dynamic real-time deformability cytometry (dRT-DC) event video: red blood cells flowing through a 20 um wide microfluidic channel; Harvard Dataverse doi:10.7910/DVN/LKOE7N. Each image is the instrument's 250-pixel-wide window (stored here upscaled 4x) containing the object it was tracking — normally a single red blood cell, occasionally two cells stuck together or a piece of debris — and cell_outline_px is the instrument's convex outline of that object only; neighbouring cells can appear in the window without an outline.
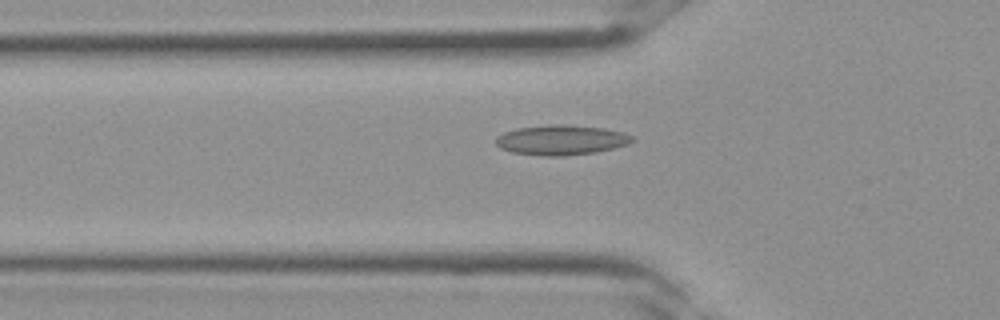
{"species": "Egyptian fruit bat (a non-hibernating species)", "species_latin": "Rousettus aegyptiacus", "temperature_condition": "room temperature", "stored_images_in_passage": 28, "camera_frame_rate_fps": 3000, "um_per_image_px": 0.085, "frame": {"image": 1, "passage_image": 5, "time_ms": 1.333, "image_size_px": [1000, 320], "cell_outline_px": [[636, 140], [628, 144], [596, 152], [564, 156], [544, 156], [512, 152], [500, 148], [496, 144], [496, 136], [504, 132], [516, 128], [548, 124], [560, 124], [604, 128], [624, 132], [632, 136]], "centroid_in_image_um": [47.7, 11.89], "position_along_channel_um": 78.1, "area_um2": 23.93}}
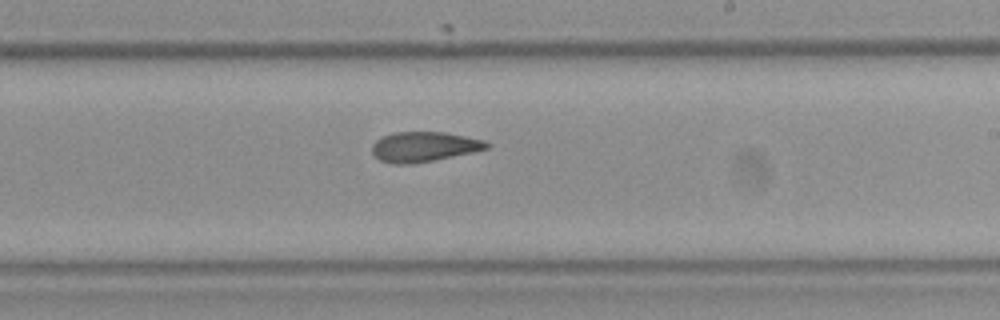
{"frame": {"image": 2, "passage_image": 14, "time_ms": 4.333, "image_size_px": [1000, 320], "cell_outline_px": [[492, 144], [488, 148], [472, 152], [436, 160], [412, 164], [392, 164], [380, 160], [372, 152], [372, 144], [376, 140], [384, 136], [396, 132], [444, 132], [484, 140]], "centroid_in_image_um": [36.04, 12.48], "position_along_channel_um": 253.0, "area_um2": 20.0}}
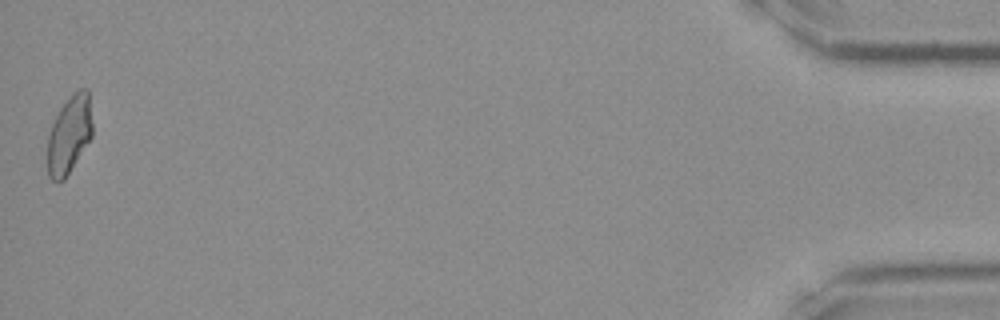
{"frame": {"image": 3, "passage_image": 28, "time_ms": 9.0, "image_size_px": [1000, 320], "cell_outline_px": [[92, 136], [64, 180], [52, 180], [48, 176], [48, 136], [52, 124], [60, 108], [72, 92], [80, 88], [88, 88], [92, 124]], "centroid_in_image_um": [5.89, 11.4], "position_along_channel_um": 429.3, "area_um2": 20.23}}